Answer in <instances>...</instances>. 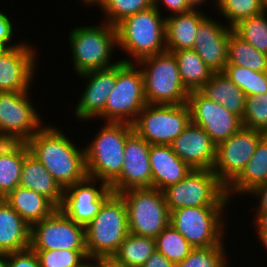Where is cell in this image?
I'll return each mask as SVG.
<instances>
[{"instance_id":"1","label":"cell","mask_w":267,"mask_h":267,"mask_svg":"<svg viewBox=\"0 0 267 267\" xmlns=\"http://www.w3.org/2000/svg\"><path fill=\"white\" fill-rule=\"evenodd\" d=\"M47 125L28 139L26 144L29 153L65 189L87 177L85 150L78 148L60 128Z\"/></svg>"},{"instance_id":"2","label":"cell","mask_w":267,"mask_h":267,"mask_svg":"<svg viewBox=\"0 0 267 267\" xmlns=\"http://www.w3.org/2000/svg\"><path fill=\"white\" fill-rule=\"evenodd\" d=\"M161 13L152 6L124 18L116 25L118 48L131 58L121 61L136 63L142 58L166 51V17Z\"/></svg>"},{"instance_id":"3","label":"cell","mask_w":267,"mask_h":267,"mask_svg":"<svg viewBox=\"0 0 267 267\" xmlns=\"http://www.w3.org/2000/svg\"><path fill=\"white\" fill-rule=\"evenodd\" d=\"M94 139L84 148L87 176L110 185L121 173L127 137L133 125L105 122Z\"/></svg>"},{"instance_id":"4","label":"cell","mask_w":267,"mask_h":267,"mask_svg":"<svg viewBox=\"0 0 267 267\" xmlns=\"http://www.w3.org/2000/svg\"><path fill=\"white\" fill-rule=\"evenodd\" d=\"M102 23L77 26L69 32L71 61L76 75L108 68L120 62V60L114 62V59L111 61L112 53L118 47L116 26L103 21Z\"/></svg>"},{"instance_id":"5","label":"cell","mask_w":267,"mask_h":267,"mask_svg":"<svg viewBox=\"0 0 267 267\" xmlns=\"http://www.w3.org/2000/svg\"><path fill=\"white\" fill-rule=\"evenodd\" d=\"M129 234L125 201L112 193L85 227L88 256L110 259Z\"/></svg>"},{"instance_id":"6","label":"cell","mask_w":267,"mask_h":267,"mask_svg":"<svg viewBox=\"0 0 267 267\" xmlns=\"http://www.w3.org/2000/svg\"><path fill=\"white\" fill-rule=\"evenodd\" d=\"M143 74L144 92L148 104L182 105L189 91L180 78L177 60L172 52L142 58L136 62Z\"/></svg>"},{"instance_id":"7","label":"cell","mask_w":267,"mask_h":267,"mask_svg":"<svg viewBox=\"0 0 267 267\" xmlns=\"http://www.w3.org/2000/svg\"><path fill=\"white\" fill-rule=\"evenodd\" d=\"M147 104L144 79L140 67L135 63L117 64V81L107 98L104 111L97 117L104 122L133 124Z\"/></svg>"},{"instance_id":"8","label":"cell","mask_w":267,"mask_h":267,"mask_svg":"<svg viewBox=\"0 0 267 267\" xmlns=\"http://www.w3.org/2000/svg\"><path fill=\"white\" fill-rule=\"evenodd\" d=\"M163 192L169 211L184 207H226L231 201L216 174L206 169H193Z\"/></svg>"},{"instance_id":"9","label":"cell","mask_w":267,"mask_h":267,"mask_svg":"<svg viewBox=\"0 0 267 267\" xmlns=\"http://www.w3.org/2000/svg\"><path fill=\"white\" fill-rule=\"evenodd\" d=\"M119 194L125 201L129 233L156 238L170 224V211L161 190L133 188Z\"/></svg>"},{"instance_id":"10","label":"cell","mask_w":267,"mask_h":267,"mask_svg":"<svg viewBox=\"0 0 267 267\" xmlns=\"http://www.w3.org/2000/svg\"><path fill=\"white\" fill-rule=\"evenodd\" d=\"M226 208L184 207L175 209L170 211V225L193 248L217 246L224 243Z\"/></svg>"},{"instance_id":"11","label":"cell","mask_w":267,"mask_h":267,"mask_svg":"<svg viewBox=\"0 0 267 267\" xmlns=\"http://www.w3.org/2000/svg\"><path fill=\"white\" fill-rule=\"evenodd\" d=\"M187 104H146L132 124L134 131L150 145H171L190 124Z\"/></svg>"},{"instance_id":"12","label":"cell","mask_w":267,"mask_h":267,"mask_svg":"<svg viewBox=\"0 0 267 267\" xmlns=\"http://www.w3.org/2000/svg\"><path fill=\"white\" fill-rule=\"evenodd\" d=\"M30 92H0V141L26 142L45 125Z\"/></svg>"},{"instance_id":"13","label":"cell","mask_w":267,"mask_h":267,"mask_svg":"<svg viewBox=\"0 0 267 267\" xmlns=\"http://www.w3.org/2000/svg\"><path fill=\"white\" fill-rule=\"evenodd\" d=\"M30 248L33 251L87 250L85 227L57 208L31 226Z\"/></svg>"},{"instance_id":"14","label":"cell","mask_w":267,"mask_h":267,"mask_svg":"<svg viewBox=\"0 0 267 267\" xmlns=\"http://www.w3.org/2000/svg\"><path fill=\"white\" fill-rule=\"evenodd\" d=\"M265 135L264 132L242 127L217 145L212 171L225 187L241 173Z\"/></svg>"},{"instance_id":"15","label":"cell","mask_w":267,"mask_h":267,"mask_svg":"<svg viewBox=\"0 0 267 267\" xmlns=\"http://www.w3.org/2000/svg\"><path fill=\"white\" fill-rule=\"evenodd\" d=\"M186 104L190 110L191 122L202 127L216 145L243 127L237 115L206 98L199 91H191Z\"/></svg>"},{"instance_id":"16","label":"cell","mask_w":267,"mask_h":267,"mask_svg":"<svg viewBox=\"0 0 267 267\" xmlns=\"http://www.w3.org/2000/svg\"><path fill=\"white\" fill-rule=\"evenodd\" d=\"M98 182L99 187L96 186ZM112 193L113 190L107 183L87 176L81 182L64 189L63 202L59 209L71 220L86 227Z\"/></svg>"},{"instance_id":"17","label":"cell","mask_w":267,"mask_h":267,"mask_svg":"<svg viewBox=\"0 0 267 267\" xmlns=\"http://www.w3.org/2000/svg\"><path fill=\"white\" fill-rule=\"evenodd\" d=\"M150 144L133 131L126 140L120 175L109 185L113 193L133 188H152Z\"/></svg>"},{"instance_id":"18","label":"cell","mask_w":267,"mask_h":267,"mask_svg":"<svg viewBox=\"0 0 267 267\" xmlns=\"http://www.w3.org/2000/svg\"><path fill=\"white\" fill-rule=\"evenodd\" d=\"M36 52L33 45L22 41L0 55V92L30 91L38 65Z\"/></svg>"},{"instance_id":"19","label":"cell","mask_w":267,"mask_h":267,"mask_svg":"<svg viewBox=\"0 0 267 267\" xmlns=\"http://www.w3.org/2000/svg\"><path fill=\"white\" fill-rule=\"evenodd\" d=\"M77 76L87 79L88 83L85 84L84 92H81L74 113L78 120L86 122L87 119L97 118L104 111L107 98L117 81V64Z\"/></svg>"},{"instance_id":"20","label":"cell","mask_w":267,"mask_h":267,"mask_svg":"<svg viewBox=\"0 0 267 267\" xmlns=\"http://www.w3.org/2000/svg\"><path fill=\"white\" fill-rule=\"evenodd\" d=\"M226 25V26H224ZM232 27L207 16L199 25L193 50L214 72H224L228 60V39Z\"/></svg>"},{"instance_id":"21","label":"cell","mask_w":267,"mask_h":267,"mask_svg":"<svg viewBox=\"0 0 267 267\" xmlns=\"http://www.w3.org/2000/svg\"><path fill=\"white\" fill-rule=\"evenodd\" d=\"M171 147L192 169L212 170L214 167L217 145L202 127L192 122L174 139Z\"/></svg>"},{"instance_id":"22","label":"cell","mask_w":267,"mask_h":267,"mask_svg":"<svg viewBox=\"0 0 267 267\" xmlns=\"http://www.w3.org/2000/svg\"><path fill=\"white\" fill-rule=\"evenodd\" d=\"M152 188L162 192L183 180L193 169L172 150L171 145H150Z\"/></svg>"},{"instance_id":"23","label":"cell","mask_w":267,"mask_h":267,"mask_svg":"<svg viewBox=\"0 0 267 267\" xmlns=\"http://www.w3.org/2000/svg\"><path fill=\"white\" fill-rule=\"evenodd\" d=\"M19 186L43 195L57 208H60L63 202L64 189L46 170L44 165L29 153L26 142H24V162Z\"/></svg>"},{"instance_id":"24","label":"cell","mask_w":267,"mask_h":267,"mask_svg":"<svg viewBox=\"0 0 267 267\" xmlns=\"http://www.w3.org/2000/svg\"><path fill=\"white\" fill-rule=\"evenodd\" d=\"M166 16V51L193 49L200 23L208 16L200 7Z\"/></svg>"},{"instance_id":"25","label":"cell","mask_w":267,"mask_h":267,"mask_svg":"<svg viewBox=\"0 0 267 267\" xmlns=\"http://www.w3.org/2000/svg\"><path fill=\"white\" fill-rule=\"evenodd\" d=\"M31 227L5 201H0V252L11 253L30 248Z\"/></svg>"},{"instance_id":"26","label":"cell","mask_w":267,"mask_h":267,"mask_svg":"<svg viewBox=\"0 0 267 267\" xmlns=\"http://www.w3.org/2000/svg\"><path fill=\"white\" fill-rule=\"evenodd\" d=\"M264 183H267V134L259 141L241 173L226 187V195L230 200L235 194L248 195Z\"/></svg>"},{"instance_id":"27","label":"cell","mask_w":267,"mask_h":267,"mask_svg":"<svg viewBox=\"0 0 267 267\" xmlns=\"http://www.w3.org/2000/svg\"><path fill=\"white\" fill-rule=\"evenodd\" d=\"M198 91L242 119L246 95L224 72L213 73Z\"/></svg>"},{"instance_id":"28","label":"cell","mask_w":267,"mask_h":267,"mask_svg":"<svg viewBox=\"0 0 267 267\" xmlns=\"http://www.w3.org/2000/svg\"><path fill=\"white\" fill-rule=\"evenodd\" d=\"M5 201L31 227L34 223L50 216L57 207L43 195L17 186L6 197Z\"/></svg>"},{"instance_id":"29","label":"cell","mask_w":267,"mask_h":267,"mask_svg":"<svg viewBox=\"0 0 267 267\" xmlns=\"http://www.w3.org/2000/svg\"><path fill=\"white\" fill-rule=\"evenodd\" d=\"M24 142L0 141V191L7 196L20 184Z\"/></svg>"},{"instance_id":"30","label":"cell","mask_w":267,"mask_h":267,"mask_svg":"<svg viewBox=\"0 0 267 267\" xmlns=\"http://www.w3.org/2000/svg\"><path fill=\"white\" fill-rule=\"evenodd\" d=\"M155 250V238L129 233L109 260L119 267H142Z\"/></svg>"},{"instance_id":"31","label":"cell","mask_w":267,"mask_h":267,"mask_svg":"<svg viewBox=\"0 0 267 267\" xmlns=\"http://www.w3.org/2000/svg\"><path fill=\"white\" fill-rule=\"evenodd\" d=\"M172 53L177 60L182 83L189 92L198 91L214 73L193 49Z\"/></svg>"},{"instance_id":"32","label":"cell","mask_w":267,"mask_h":267,"mask_svg":"<svg viewBox=\"0 0 267 267\" xmlns=\"http://www.w3.org/2000/svg\"><path fill=\"white\" fill-rule=\"evenodd\" d=\"M227 65L267 72V54L259 52L232 30L228 39Z\"/></svg>"},{"instance_id":"33","label":"cell","mask_w":267,"mask_h":267,"mask_svg":"<svg viewBox=\"0 0 267 267\" xmlns=\"http://www.w3.org/2000/svg\"><path fill=\"white\" fill-rule=\"evenodd\" d=\"M233 31L259 52L267 54V12L241 20Z\"/></svg>"},{"instance_id":"34","label":"cell","mask_w":267,"mask_h":267,"mask_svg":"<svg viewBox=\"0 0 267 267\" xmlns=\"http://www.w3.org/2000/svg\"><path fill=\"white\" fill-rule=\"evenodd\" d=\"M156 250L171 263L178 264L191 252L193 247L170 224L155 238Z\"/></svg>"},{"instance_id":"35","label":"cell","mask_w":267,"mask_h":267,"mask_svg":"<svg viewBox=\"0 0 267 267\" xmlns=\"http://www.w3.org/2000/svg\"><path fill=\"white\" fill-rule=\"evenodd\" d=\"M224 73L245 93L246 97L267 93V72L226 65Z\"/></svg>"},{"instance_id":"36","label":"cell","mask_w":267,"mask_h":267,"mask_svg":"<svg viewBox=\"0 0 267 267\" xmlns=\"http://www.w3.org/2000/svg\"><path fill=\"white\" fill-rule=\"evenodd\" d=\"M96 5L105 15L104 22L116 26L124 18L154 6V0H99Z\"/></svg>"},{"instance_id":"37","label":"cell","mask_w":267,"mask_h":267,"mask_svg":"<svg viewBox=\"0 0 267 267\" xmlns=\"http://www.w3.org/2000/svg\"><path fill=\"white\" fill-rule=\"evenodd\" d=\"M226 246L220 243L217 246L193 248L190 254L174 267H230L228 266Z\"/></svg>"},{"instance_id":"38","label":"cell","mask_w":267,"mask_h":267,"mask_svg":"<svg viewBox=\"0 0 267 267\" xmlns=\"http://www.w3.org/2000/svg\"><path fill=\"white\" fill-rule=\"evenodd\" d=\"M215 8L219 10V15L228 20L229 27L263 11L260 0H217Z\"/></svg>"},{"instance_id":"39","label":"cell","mask_w":267,"mask_h":267,"mask_svg":"<svg viewBox=\"0 0 267 267\" xmlns=\"http://www.w3.org/2000/svg\"><path fill=\"white\" fill-rule=\"evenodd\" d=\"M242 126L267 134V93L246 97Z\"/></svg>"},{"instance_id":"40","label":"cell","mask_w":267,"mask_h":267,"mask_svg":"<svg viewBox=\"0 0 267 267\" xmlns=\"http://www.w3.org/2000/svg\"><path fill=\"white\" fill-rule=\"evenodd\" d=\"M35 253L40 267H75L88 256L87 250H45Z\"/></svg>"},{"instance_id":"41","label":"cell","mask_w":267,"mask_h":267,"mask_svg":"<svg viewBox=\"0 0 267 267\" xmlns=\"http://www.w3.org/2000/svg\"><path fill=\"white\" fill-rule=\"evenodd\" d=\"M8 267H40L38 257L31 248L8 253Z\"/></svg>"},{"instance_id":"42","label":"cell","mask_w":267,"mask_h":267,"mask_svg":"<svg viewBox=\"0 0 267 267\" xmlns=\"http://www.w3.org/2000/svg\"><path fill=\"white\" fill-rule=\"evenodd\" d=\"M12 19L8 17L7 14H5L3 11H0V42L7 45L9 48H13L16 46H19L22 44V42H14L12 43V40L14 39V30L13 24L11 21Z\"/></svg>"},{"instance_id":"43","label":"cell","mask_w":267,"mask_h":267,"mask_svg":"<svg viewBox=\"0 0 267 267\" xmlns=\"http://www.w3.org/2000/svg\"><path fill=\"white\" fill-rule=\"evenodd\" d=\"M159 3L171 12L170 15L185 13L195 8L190 0H154V7L159 11L162 10Z\"/></svg>"},{"instance_id":"44","label":"cell","mask_w":267,"mask_h":267,"mask_svg":"<svg viewBox=\"0 0 267 267\" xmlns=\"http://www.w3.org/2000/svg\"><path fill=\"white\" fill-rule=\"evenodd\" d=\"M248 195L256 197L259 201L258 207L254 210L255 214H267V183L257 186Z\"/></svg>"},{"instance_id":"45","label":"cell","mask_w":267,"mask_h":267,"mask_svg":"<svg viewBox=\"0 0 267 267\" xmlns=\"http://www.w3.org/2000/svg\"><path fill=\"white\" fill-rule=\"evenodd\" d=\"M163 254L155 250L142 267H174Z\"/></svg>"},{"instance_id":"46","label":"cell","mask_w":267,"mask_h":267,"mask_svg":"<svg viewBox=\"0 0 267 267\" xmlns=\"http://www.w3.org/2000/svg\"><path fill=\"white\" fill-rule=\"evenodd\" d=\"M254 227L257 233H267V214H255L254 215Z\"/></svg>"},{"instance_id":"47","label":"cell","mask_w":267,"mask_h":267,"mask_svg":"<svg viewBox=\"0 0 267 267\" xmlns=\"http://www.w3.org/2000/svg\"><path fill=\"white\" fill-rule=\"evenodd\" d=\"M75 267H103V258L87 256Z\"/></svg>"},{"instance_id":"48","label":"cell","mask_w":267,"mask_h":267,"mask_svg":"<svg viewBox=\"0 0 267 267\" xmlns=\"http://www.w3.org/2000/svg\"><path fill=\"white\" fill-rule=\"evenodd\" d=\"M0 267H8V253L0 252Z\"/></svg>"},{"instance_id":"49","label":"cell","mask_w":267,"mask_h":267,"mask_svg":"<svg viewBox=\"0 0 267 267\" xmlns=\"http://www.w3.org/2000/svg\"><path fill=\"white\" fill-rule=\"evenodd\" d=\"M258 236V242L260 241V244L262 242V245L264 246V248L267 249V233H256Z\"/></svg>"},{"instance_id":"50","label":"cell","mask_w":267,"mask_h":267,"mask_svg":"<svg viewBox=\"0 0 267 267\" xmlns=\"http://www.w3.org/2000/svg\"><path fill=\"white\" fill-rule=\"evenodd\" d=\"M191 1V3L195 6V7H202V5H203V7H204V4L206 3V2H208V0H190ZM215 2V3H214ZM214 2H213V4H215L216 5V2H217V0H214Z\"/></svg>"},{"instance_id":"51","label":"cell","mask_w":267,"mask_h":267,"mask_svg":"<svg viewBox=\"0 0 267 267\" xmlns=\"http://www.w3.org/2000/svg\"><path fill=\"white\" fill-rule=\"evenodd\" d=\"M99 0H81V2L84 4L85 6L93 7Z\"/></svg>"},{"instance_id":"52","label":"cell","mask_w":267,"mask_h":267,"mask_svg":"<svg viewBox=\"0 0 267 267\" xmlns=\"http://www.w3.org/2000/svg\"><path fill=\"white\" fill-rule=\"evenodd\" d=\"M103 267H119L114 265L109 259L103 258Z\"/></svg>"},{"instance_id":"53","label":"cell","mask_w":267,"mask_h":267,"mask_svg":"<svg viewBox=\"0 0 267 267\" xmlns=\"http://www.w3.org/2000/svg\"><path fill=\"white\" fill-rule=\"evenodd\" d=\"M8 49H9V47L7 45H5L4 43L0 42V55H2Z\"/></svg>"},{"instance_id":"54","label":"cell","mask_w":267,"mask_h":267,"mask_svg":"<svg viewBox=\"0 0 267 267\" xmlns=\"http://www.w3.org/2000/svg\"><path fill=\"white\" fill-rule=\"evenodd\" d=\"M263 11L267 12V0H260Z\"/></svg>"},{"instance_id":"55","label":"cell","mask_w":267,"mask_h":267,"mask_svg":"<svg viewBox=\"0 0 267 267\" xmlns=\"http://www.w3.org/2000/svg\"><path fill=\"white\" fill-rule=\"evenodd\" d=\"M5 195L0 191V201H3L5 200Z\"/></svg>"}]
</instances>
